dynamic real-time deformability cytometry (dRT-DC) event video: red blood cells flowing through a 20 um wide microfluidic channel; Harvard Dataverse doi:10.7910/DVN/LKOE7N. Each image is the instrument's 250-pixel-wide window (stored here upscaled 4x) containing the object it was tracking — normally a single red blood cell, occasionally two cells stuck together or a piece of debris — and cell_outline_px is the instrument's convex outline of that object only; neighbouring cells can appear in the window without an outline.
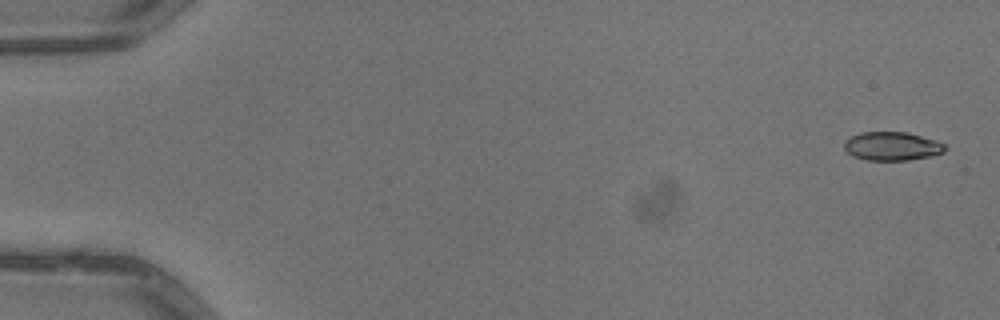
{"species": "common noctule bat (a hibernating species)", "species_latin": "Nyctalus noctula", "temperature_condition": "warm", "stored_images_in_passage": 6, "segment_of_instrument_passage": [1, 2], "camera_frame_rate_fps": 3000, "um_per_image_px": 0.085, "animal": {"sex": "male", "body_mass_g": 13.3}, "frame": {"image": 1, "passage_image": 1, "time_ms": 0.0, "image_size_px": [1000, 320], "cell_outline_px": [[948, 148], [944, 152], [928, 156], [908, 160], [868, 160], [852, 156], [844, 148], [844, 140], [860, 132], [908, 132], [936, 140], [944, 144]], "centroid_in_image_um": [75.82, 12.42], "position_along_channel_um": 9.2, "area_um2": 16.82}}
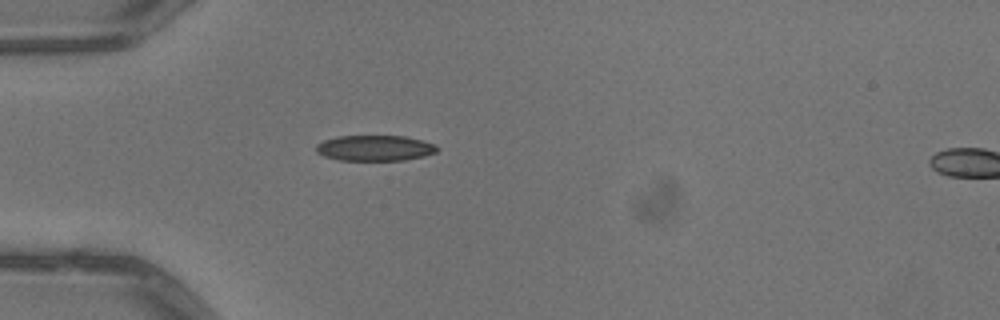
{"frame": {"image": 2, "passage_image": 5, "time_ms": 1.333, "image_size_px": [1000, 320], "cell_outline_px": [[440, 148], [436, 152], [424, 156], [404, 160], [340, 160], [324, 156], [316, 152], [316, 144], [324, 140], [336, 136], [404, 136], [420, 140], [432, 144]], "centroid_in_image_um": [31.83, 12.58], "position_along_channel_um": 53.2, "area_um2": 17.98}}